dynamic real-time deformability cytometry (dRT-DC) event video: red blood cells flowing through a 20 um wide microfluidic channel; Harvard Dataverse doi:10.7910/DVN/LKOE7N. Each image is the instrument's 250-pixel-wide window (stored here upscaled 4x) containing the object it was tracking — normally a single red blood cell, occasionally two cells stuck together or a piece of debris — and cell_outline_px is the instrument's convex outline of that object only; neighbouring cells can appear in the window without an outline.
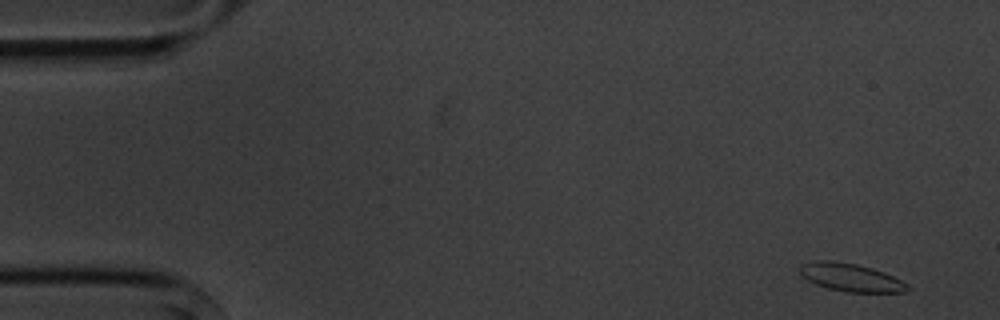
{"species": "common noctule bat (a hibernating species)", "species_latin": "Nyctalus noctula", "temperature_condition": "cold", "stored_images_in_passage": 5, "camera_frame_rate_fps": 3000, "um_per_image_px": 0.085, "animal": {"sex": "male", "body_mass_g": 20.1, "forearm_length_mm": 53.5}, "frame": {"image": 1, "passage_image": 1, "time_ms": 0.0, "image_size_px": [1000, 320], "cell_outline_px": [[912, 288], [904, 292], [848, 292], [828, 288], [816, 284], [808, 280], [796, 268], [800, 264], [816, 260], [832, 260], [856, 264], [872, 268], [884, 272], [908, 284]], "centroid_in_image_um": [72.3, 23.57], "position_along_channel_um": 12.7, "area_um2": 17.57}}